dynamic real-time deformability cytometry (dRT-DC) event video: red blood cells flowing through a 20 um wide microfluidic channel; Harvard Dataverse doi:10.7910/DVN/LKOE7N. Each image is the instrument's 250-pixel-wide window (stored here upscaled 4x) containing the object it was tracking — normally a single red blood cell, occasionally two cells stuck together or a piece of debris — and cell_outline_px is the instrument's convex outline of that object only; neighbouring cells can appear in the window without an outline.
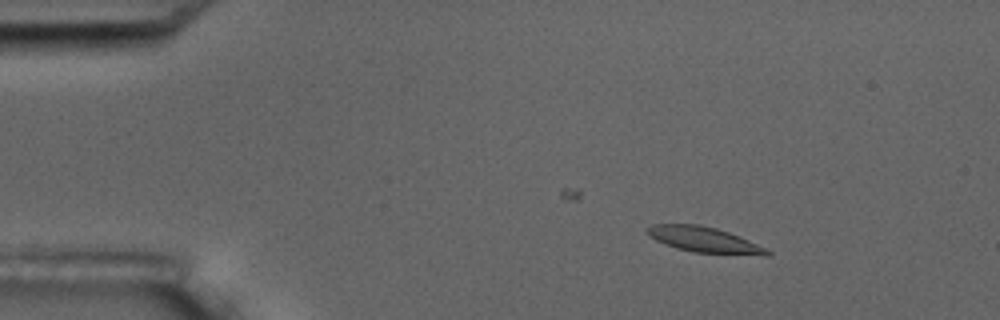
{"species": "common noctule bat (a hibernating species)", "species_latin": "Nyctalus noctula", "temperature_condition": "room temperature", "stored_images_in_passage": 16, "camera_frame_rate_fps": 3000, "um_per_image_px": 0.085, "animal": {"sex": "male", "body_mass_g": 17.5, "forearm_length_mm": 52.3}, "frame": {"image": 1, "passage_image": 2, "time_ms": 0.667, "image_size_px": [1000, 320], "cell_outline_px": [[772, 252], [768, 256], [764, 256], [692, 252], [676, 248], [656, 240], [648, 232], [648, 228], [652, 224], [700, 224], [716, 228], [728, 232], [768, 248]], "centroid_in_image_um": [59.94, 20.39], "position_along_channel_um": 25.1, "area_um2": 17.8}}
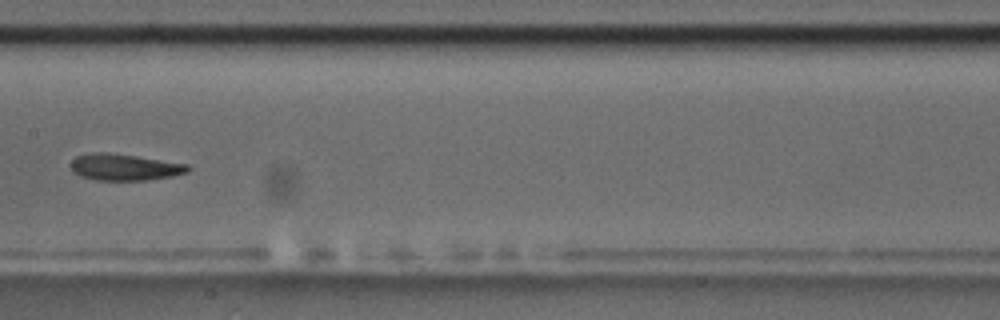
{"frame": {"image": 2, "passage_image": 8, "time_ms": 7.667, "image_size_px": [1000, 320], "cell_outline_px": [[192, 168], [188, 172], [172, 176], [148, 180], [96, 180], [80, 176], [68, 164], [76, 156], [92, 152], [108, 152], [136, 156], [188, 164]], "centroid_in_image_um": [10.59, 14.2], "position_along_channel_um": 196.8, "area_um2": 18.15}}
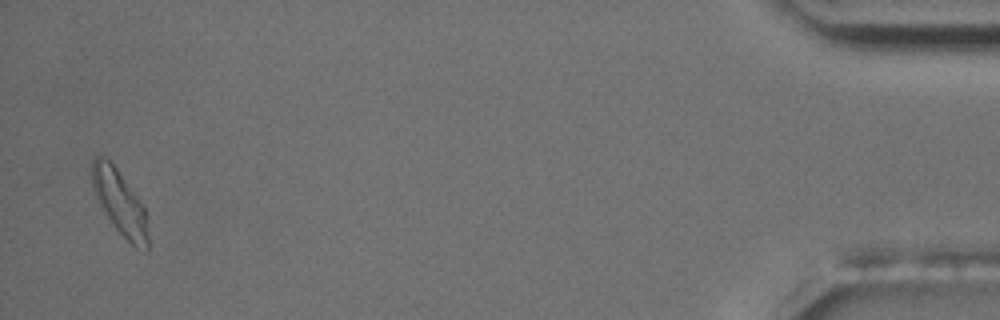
{"frame": {"image": 3, "passage_image": 16, "time_ms": 16.667, "image_size_px": [1000, 320], "cell_outline_px": [[148, 252], [144, 252], [136, 248], [116, 228], [96, 200], [92, 188], [92, 160], [96, 156], [104, 156], [116, 168], [136, 196], [144, 208], [148, 236]], "centroid_in_image_um": [10.16, 17.23], "position_along_channel_um": 425.0, "area_um2": 20.63}, "authors_computed_cell_mechanics": {"area_um2": 17.7446, "velocity_mm_per_s": 3.4777, "shape_relaxation_time_tau1_ms": 5.9969, "shape_relaxation_time_tau2_ms": 2.9594, "deformation_change_tau1": 0.1394, "deformation_change_tau2": 0.0707}}